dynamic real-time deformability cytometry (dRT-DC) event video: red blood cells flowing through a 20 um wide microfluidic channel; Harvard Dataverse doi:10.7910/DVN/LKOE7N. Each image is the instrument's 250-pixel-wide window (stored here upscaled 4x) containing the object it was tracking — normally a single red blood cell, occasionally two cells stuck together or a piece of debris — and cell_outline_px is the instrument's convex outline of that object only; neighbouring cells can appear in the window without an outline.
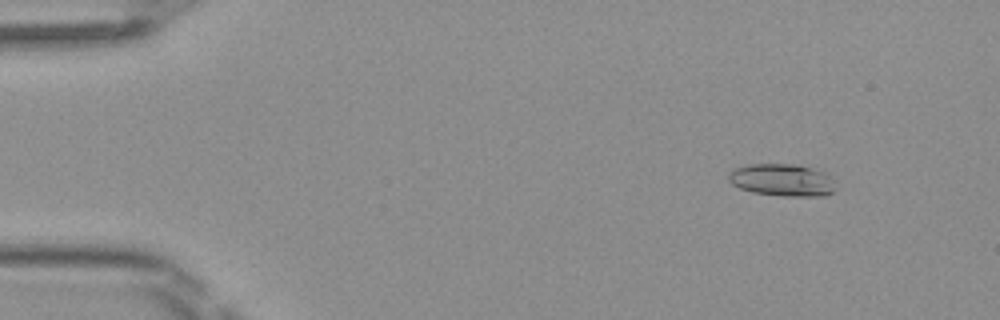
{"species": "Egyptian fruit bat (a non-hibernating species)", "species_latin": "Rousettus aegyptiacus", "temperature_condition": "room temperature", "stored_images_in_passage": 49, "camera_frame_rate_fps": 3000, "um_per_image_px": 0.085, "frame": {"image": 1, "passage_image": 5, "time_ms": 1.333, "image_size_px": [1000, 320], "cell_outline_px": [[832, 192], [824, 196], [784, 196], [752, 192], [740, 188], [732, 184], [728, 180], [728, 172], [736, 168], [748, 164], [800, 164], [824, 172], [828, 176], [832, 188]], "centroid_in_image_um": [66.41, 15.29], "position_along_channel_um": 18.6, "area_um2": 19.94}}
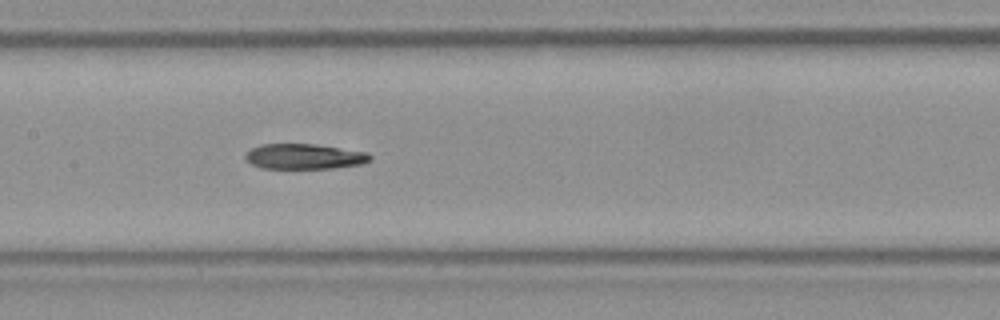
{"frame": {"image": 2, "passage_image": 24, "time_ms": 7.667, "image_size_px": [1000, 320], "cell_outline_px": [[372, 160], [360, 164], [332, 168], [260, 168], [252, 164], [244, 156], [252, 148], [260, 144], [316, 144], [368, 152], [372, 156]], "centroid_in_image_um": [25.9, 13.29], "position_along_channel_um": 181.5, "area_um2": 18.32}}
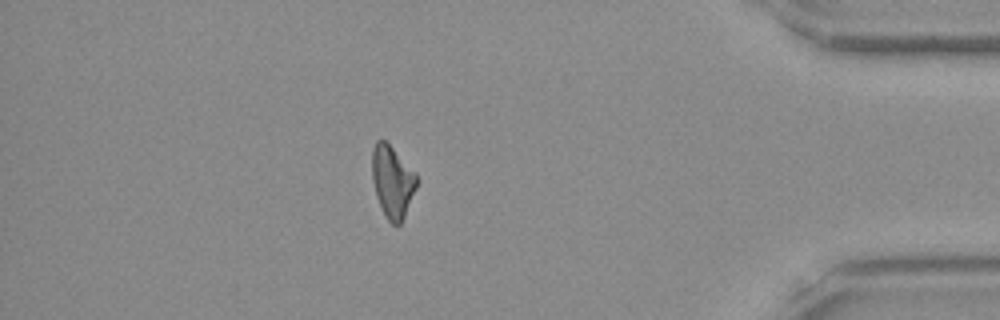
{"frame": {"image": 3, "passage_image": 43, "time_ms": 14.0, "image_size_px": [1000, 320], "cell_outline_px": [[420, 180], [404, 216], [400, 224], [392, 224], [384, 216], [376, 196], [372, 180], [372, 148], [376, 140], [384, 140], [416, 172]], "centroid_in_image_um": [33.36, 15.44], "position_along_channel_um": 401.8, "area_um2": 18.84}}